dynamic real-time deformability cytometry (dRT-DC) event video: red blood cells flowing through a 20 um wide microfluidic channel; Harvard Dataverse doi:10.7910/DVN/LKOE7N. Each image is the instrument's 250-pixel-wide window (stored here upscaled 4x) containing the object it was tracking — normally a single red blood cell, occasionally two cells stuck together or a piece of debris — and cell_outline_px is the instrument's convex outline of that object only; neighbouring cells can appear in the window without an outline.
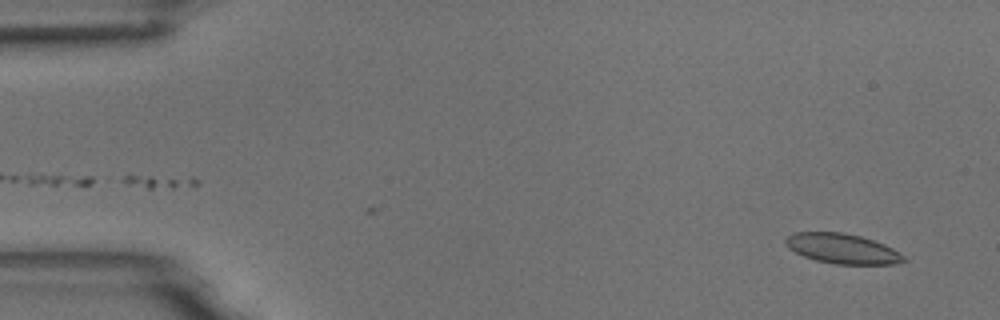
{"species": "common noctule bat (a hibernating species)", "species_latin": "Nyctalus noctula", "temperature_condition": "room temperature", "stored_images_in_passage": 55, "camera_frame_rate_fps": 3000, "um_per_image_px": 0.085, "animal": {"sex": "male", "body_mass_g": 18.8}, "frame": {"image": 1, "passage_image": 3, "time_ms": 0.667, "image_size_px": [1000, 320], "cell_outline_px": [[908, 260], [896, 264], [836, 264], [816, 260], [804, 256], [788, 248], [784, 244], [784, 240], [792, 232], [844, 232], [860, 236], [884, 244], [892, 248], [904, 256]], "centroid_in_image_um": [71.58, 21.13], "position_along_channel_um": 13.4, "area_um2": 20.63}}
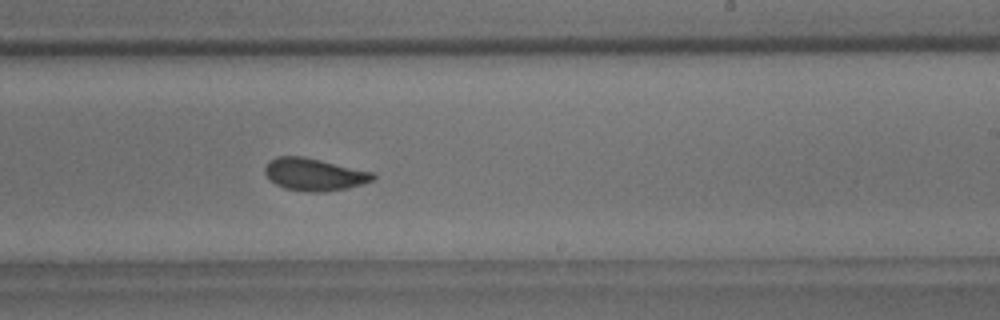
{"frame": {"image": 2, "passage_image": 33, "time_ms": 10.667, "image_size_px": [1000, 320], "cell_outline_px": [[376, 180], [348, 188], [324, 192], [308, 192], [284, 188], [276, 184], [264, 172], [264, 168], [268, 160], [276, 156], [304, 156], [372, 172], [376, 176]], "centroid_in_image_um": [26.71, 14.82], "position_along_channel_um": 262.3, "area_um2": 20.46}}
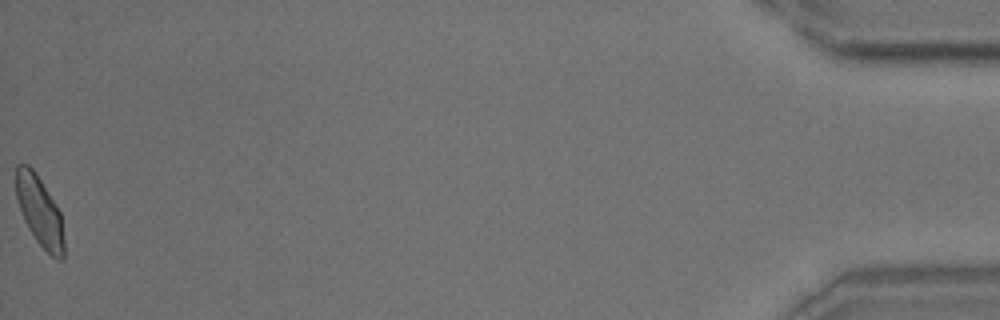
{"frame": {"image": 3, "passage_image": 55, "time_ms": 18.0, "image_size_px": [1000, 320], "cell_outline_px": [[64, 260], [56, 260], [36, 240], [28, 228], [24, 220], [16, 196], [16, 164], [28, 164], [36, 172], [56, 204], [60, 212], [64, 240]], "centroid_in_image_um": [3.38, 17.95], "position_along_channel_um": 431.8, "area_um2": 19.54}, "authors_computed_cell_mechanics": {"area_um2": 20.3456, "velocity_mm_per_s": 3.6599, "shape_relaxation_time_tau1_ms": 4.3821, "shape_relaxation_time_tau2_ms": 1.4898, "deformation_change_tau1": 0.1152, "deformation_change_tau2": 0.0634}}